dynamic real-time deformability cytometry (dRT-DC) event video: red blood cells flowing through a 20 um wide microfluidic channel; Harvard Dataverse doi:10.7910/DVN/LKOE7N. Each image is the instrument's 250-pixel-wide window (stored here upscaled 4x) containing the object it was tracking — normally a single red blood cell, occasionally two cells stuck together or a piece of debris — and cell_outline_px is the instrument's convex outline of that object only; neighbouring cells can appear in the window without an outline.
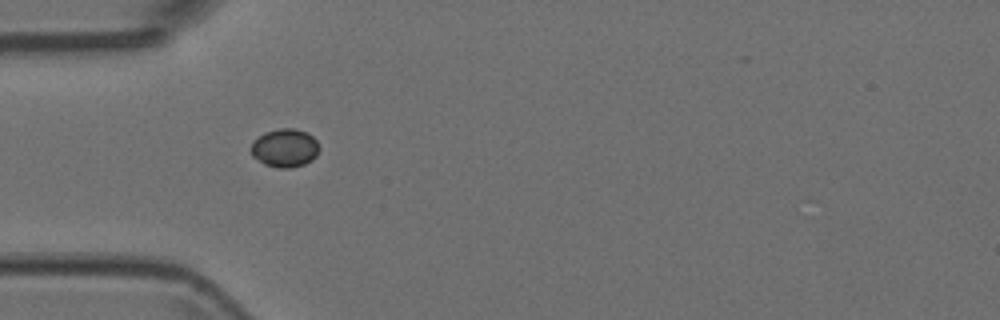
{"species": "Egyptian fruit bat (a non-hibernating species)", "species_latin": "Rousettus aegyptiacus", "temperature_condition": "room temperature", "stored_images_in_passage": 4, "camera_frame_rate_fps": 3000, "um_per_image_px": 0.085, "animal": {"sex": "female"}, "frame": {"image": 1, "passage_image": 3, "time_ms": 0.667, "image_size_px": [1000, 320], "cell_outline_px": [[320, 148], [316, 156], [312, 160], [304, 164], [288, 168], [280, 168], [264, 164], [252, 156], [252, 140], [264, 132], [280, 128], [296, 128], [308, 132], [316, 140]], "centroid_in_image_um": [24.22, 12.56], "position_along_channel_um": 60.8, "area_um2": 15.37}}
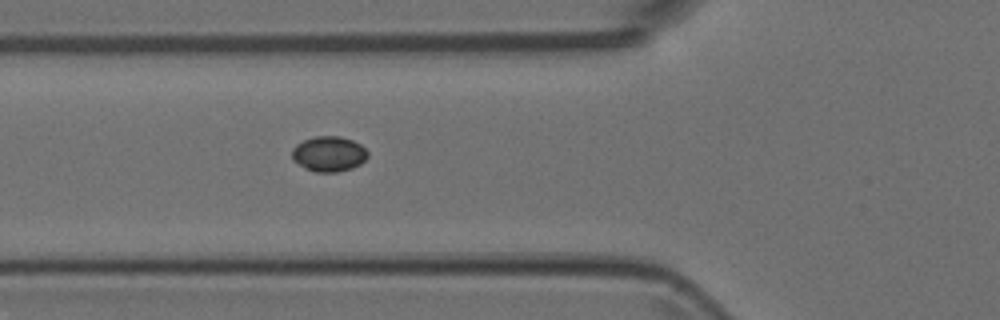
{"frame": {"image": 2, "passage_image": 4, "time_ms": 1.0, "image_size_px": [1000, 320], "cell_outline_px": [[368, 156], [360, 164], [352, 168], [336, 172], [316, 172], [304, 168], [292, 160], [292, 148], [296, 144], [304, 140], [316, 136], [340, 136], [352, 140], [360, 144], [368, 152]], "centroid_in_image_um": [27.93, 13.08], "position_along_channel_um": 97.9, "area_um2": 15.61}}